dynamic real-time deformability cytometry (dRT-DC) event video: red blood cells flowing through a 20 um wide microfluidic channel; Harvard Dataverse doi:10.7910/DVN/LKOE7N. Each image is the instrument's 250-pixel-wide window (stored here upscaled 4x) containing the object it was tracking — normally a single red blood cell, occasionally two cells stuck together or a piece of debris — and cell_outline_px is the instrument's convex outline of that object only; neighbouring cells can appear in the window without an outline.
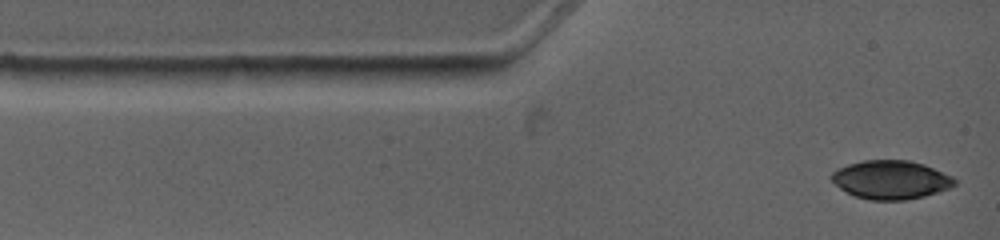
{"species": "common noctule bat (a hibernating species)", "species_latin": "Nyctalus noctula", "temperature_condition": "warm", "stored_images_in_passage": 4, "camera_frame_rate_fps": 4500, "um_per_image_px": 0.085, "animal": {"sex": "female", "body_mass_g": 19.0, "forearm_length_mm": 53.3}, "frame": {"image": 1, "passage_image": 1, "time_ms": 0.0, "image_size_px": [1000, 240], "cell_outline_px": [[956, 184], [948, 188], [924, 196], [904, 200], [868, 200], [856, 196], [840, 188], [832, 180], [832, 172], [848, 164], [864, 160], [908, 160], [924, 164], [952, 176], [956, 180]], "centroid_in_image_um": [75.73, 15.27], "position_along_channel_um": 9.3, "area_um2": 27.4}}
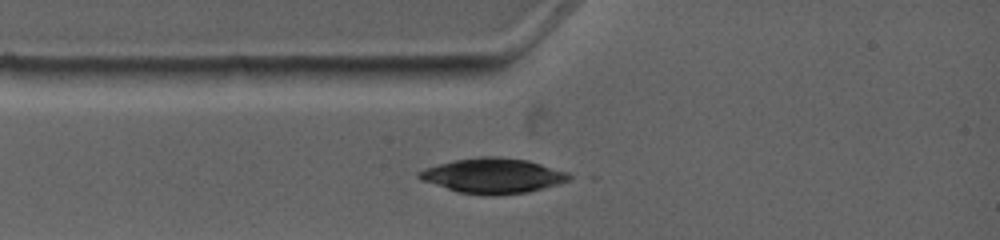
{"frame": {"image": 2, "passage_image": 3, "time_ms": 1.778, "image_size_px": [1000, 240], "cell_outline_px": [[576, 176], [568, 180], [556, 184], [528, 192], [488, 196], [456, 192], [420, 180], [416, 176], [424, 168], [456, 160], [480, 156], [496, 156], [528, 160], [568, 172]], "centroid_in_image_um": [41.9, 14.94], "position_along_channel_um": 43.1, "area_um2": 30.69}}